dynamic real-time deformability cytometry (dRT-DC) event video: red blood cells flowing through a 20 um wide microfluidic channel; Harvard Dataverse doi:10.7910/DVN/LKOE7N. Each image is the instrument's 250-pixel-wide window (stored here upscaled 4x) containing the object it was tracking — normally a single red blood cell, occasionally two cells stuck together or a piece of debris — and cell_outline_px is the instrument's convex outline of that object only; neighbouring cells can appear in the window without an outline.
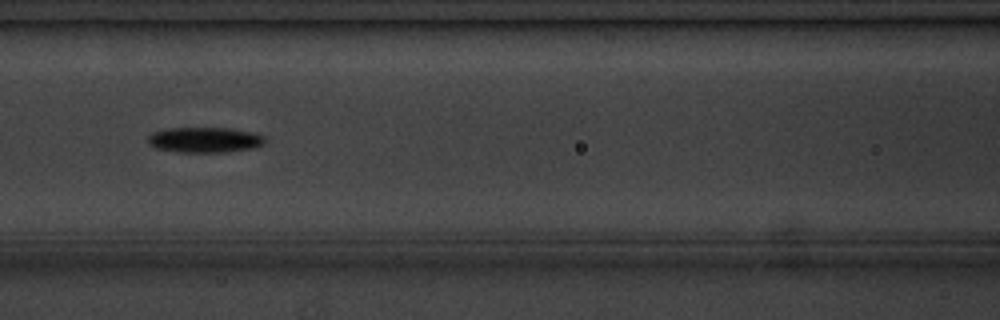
{"species": "common noctule bat (a hibernating species)", "species_latin": "Nyctalus noctula", "temperature_condition": "cold", "stored_images_in_passage": 10, "camera_frame_rate_fps": 3000, "um_per_image_px": 0.085, "animal": {"sex": "male", "body_mass_g": 20.1, "forearm_length_mm": 53.5}, "frame": {"image": 1, "passage_image": 6, "time_ms": 5.667, "image_size_px": [1000, 320], "cell_outline_px": [[268, 140], [264, 144], [256, 148], [228, 152], [176, 152], [156, 148], [148, 144], [148, 136], [152, 132], [168, 128], [228, 128], [252, 132], [264, 136]], "centroid_in_image_um": [17.43, 11.89], "position_along_channel_um": 149.2, "area_um2": 17.57}}